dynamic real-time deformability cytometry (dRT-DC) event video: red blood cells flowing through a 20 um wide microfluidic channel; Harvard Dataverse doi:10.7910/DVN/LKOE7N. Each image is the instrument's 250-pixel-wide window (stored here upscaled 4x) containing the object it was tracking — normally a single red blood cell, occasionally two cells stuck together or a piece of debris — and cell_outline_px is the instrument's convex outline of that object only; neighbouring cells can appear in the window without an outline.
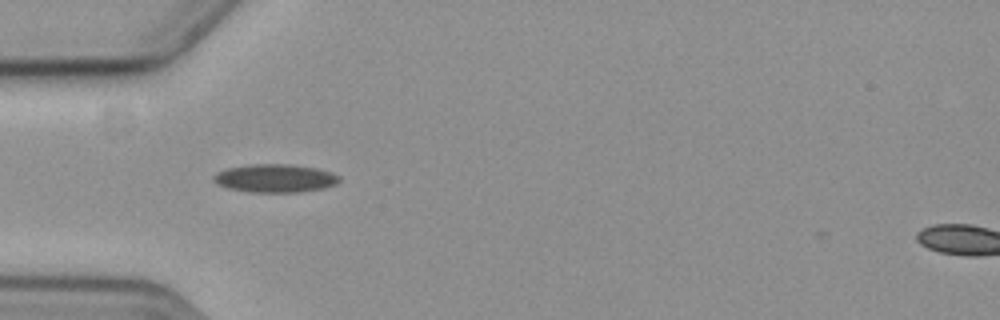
{"species": "common noctule bat (a hibernating species)", "species_latin": "Nyctalus noctula", "temperature_condition": "cold", "stored_images_in_passage": 29, "camera_frame_rate_fps": 3000, "um_per_image_px": 0.085, "animal": {"sex": "female", "body_mass_g": 19.3, "forearm_length_mm": 54.1}, "frame": {"image": 1, "passage_image": 1, "time_ms": 0.0, "image_size_px": [1000, 320], "cell_outline_px": [[340, 180], [336, 184], [324, 188], [300, 192], [248, 192], [228, 188], [220, 184], [212, 176], [228, 168], [252, 164], [292, 164], [316, 168], [332, 172], [340, 176]], "centroid_in_image_um": [23.46, 15.15], "position_along_channel_um": 61.5, "area_um2": 20.52}}
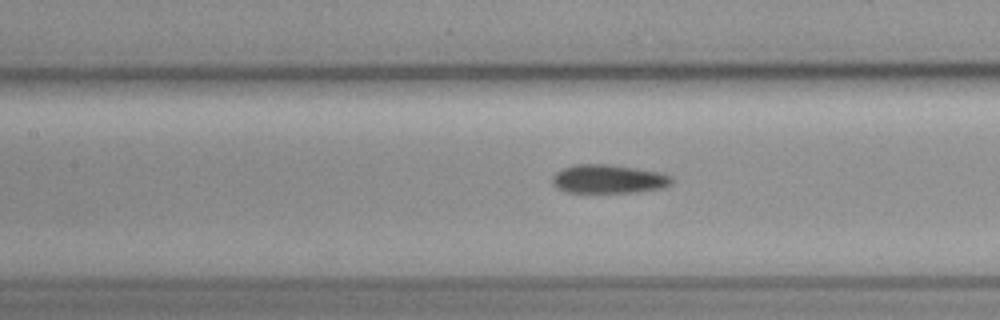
{"frame": {"image": 2, "passage_image": 9, "time_ms": 2.667, "image_size_px": [1000, 320], "cell_outline_px": [[672, 184], [660, 188], [640, 192], [564, 192], [556, 188], [552, 184], [552, 176], [556, 172], [564, 168], [576, 164], [604, 164], [660, 172], [672, 176]], "centroid_in_image_um": [51.69, 15.22], "position_along_channel_um": 155.7, "area_um2": 19.88}}
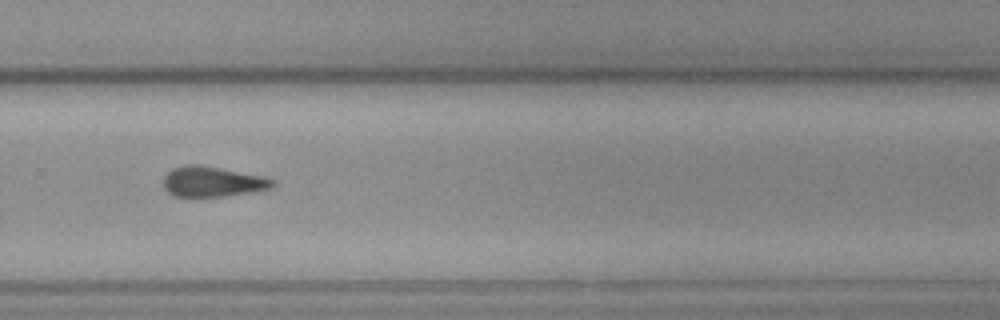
{"frame": {"image": 3, "passage_image": 22, "time_ms": 7.0, "image_size_px": [1000, 320], "cell_outline_px": [[276, 184], [268, 188], [248, 192], [220, 196], [176, 196], [168, 192], [164, 188], [164, 176], [172, 168], [184, 164], [200, 164], [264, 176], [272, 180]], "centroid_in_image_um": [18.01, 15.41], "position_along_channel_um": 311.8, "area_um2": 19.02}}